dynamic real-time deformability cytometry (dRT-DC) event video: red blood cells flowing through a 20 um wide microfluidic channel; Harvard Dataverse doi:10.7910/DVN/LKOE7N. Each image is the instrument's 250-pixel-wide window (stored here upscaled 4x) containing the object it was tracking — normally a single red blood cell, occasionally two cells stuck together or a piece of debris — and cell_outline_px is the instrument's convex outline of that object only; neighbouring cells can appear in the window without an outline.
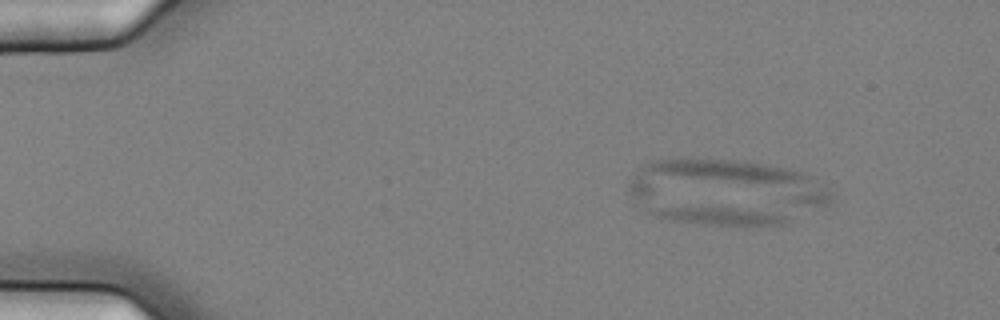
{"species": "common noctule bat (a hibernating species)", "species_latin": "Nyctalus noctula", "temperature_condition": "cold", "stored_images_in_passage": 43, "camera_frame_rate_fps": 3000, "um_per_image_px": 0.085, "animal": {"sex": "female", "body_mass_g": 25.1}, "frame": {"image": 1, "passage_image": 7, "time_ms": 2.0, "image_size_px": [1000, 320], "cell_outline_px": [[788, 220], [784, 224], [748, 228], [668, 220], [656, 216], [648, 212], [648, 208], [720, 204], [768, 212], [784, 216]], "centroid_in_image_um": [61.15, 18.33], "position_along_channel_um": 23.9, "area_um2": 15.61}}